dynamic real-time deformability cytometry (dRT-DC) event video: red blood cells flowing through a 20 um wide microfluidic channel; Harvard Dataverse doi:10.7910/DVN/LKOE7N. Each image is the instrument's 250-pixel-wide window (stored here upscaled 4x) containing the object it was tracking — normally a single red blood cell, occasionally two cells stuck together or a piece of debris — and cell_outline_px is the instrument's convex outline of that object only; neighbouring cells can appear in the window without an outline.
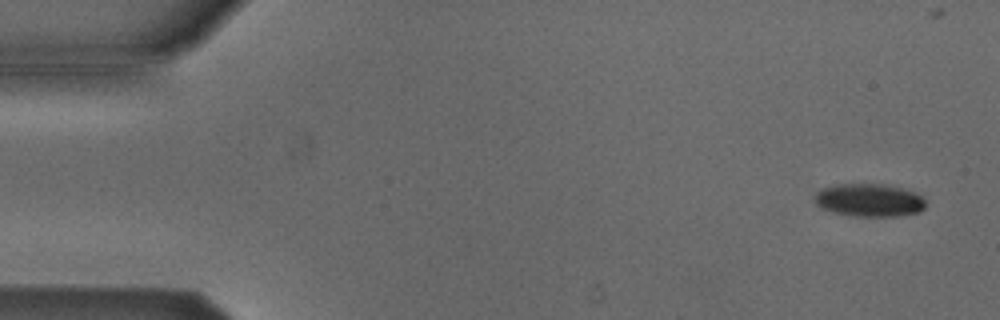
{"species": "Egyptian fruit bat (a non-hibernating species)", "species_latin": "Rousettus aegyptiacus", "temperature_condition": "cold", "stored_images_in_passage": 5, "camera_frame_rate_fps": 3000, "um_per_image_px": 0.085, "animal": {"sex": "male"}, "frame": {"image": 1, "passage_image": 1, "time_ms": 0.0, "image_size_px": [1000, 320], "cell_outline_px": [[924, 208], [920, 212], [900, 216], [856, 216], [832, 212], [820, 208], [816, 204], [816, 192], [820, 188], [832, 184], [884, 184], [900, 188], [924, 196]], "centroid_in_image_um": [73.86, 17.01], "position_along_channel_um": 11.1, "area_um2": 21.39}}
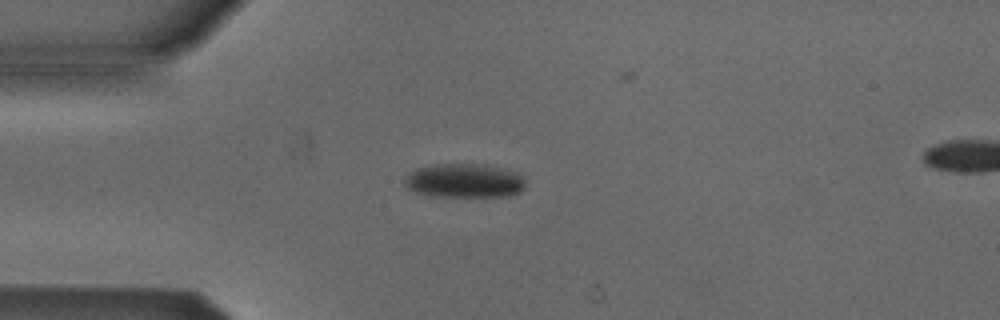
{"frame": {"image": 2, "passage_image": 4, "time_ms": 3.667, "image_size_px": [1000, 320], "cell_outline_px": [[524, 188], [520, 192], [508, 196], [428, 196], [416, 192], [408, 188], [404, 184], [404, 176], [408, 172], [416, 168], [436, 164], [484, 164], [504, 168], [524, 176]], "centroid_in_image_um": [39.44, 15.35], "position_along_channel_um": 45.6, "area_um2": 24.22}}